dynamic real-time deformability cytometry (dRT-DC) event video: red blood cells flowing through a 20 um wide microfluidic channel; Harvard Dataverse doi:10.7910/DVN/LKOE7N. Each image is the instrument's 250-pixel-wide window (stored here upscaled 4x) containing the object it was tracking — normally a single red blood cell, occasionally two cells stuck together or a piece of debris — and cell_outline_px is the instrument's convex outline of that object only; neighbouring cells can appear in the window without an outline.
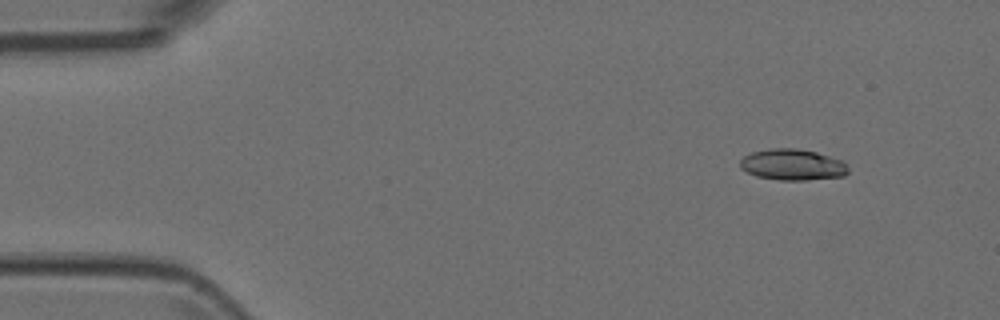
{"species": "Egyptian fruit bat (a non-hibernating species)", "species_latin": "Rousettus aegyptiacus", "temperature_condition": "room temperature", "stored_images_in_passage": 5, "camera_frame_rate_fps": 3000, "um_per_image_px": 0.085, "animal": {"sex": "female"}, "frame": {"image": 1, "passage_image": 2, "time_ms": 0.333, "image_size_px": [1000, 320], "cell_outline_px": [[848, 172], [844, 176], [804, 180], [780, 180], [756, 176], [740, 168], [740, 160], [744, 156], [752, 152], [768, 148], [796, 148], [816, 152], [844, 160], [848, 168]], "centroid_in_image_um": [67.37, 13.99], "position_along_channel_um": 17.6, "area_um2": 19.71}}